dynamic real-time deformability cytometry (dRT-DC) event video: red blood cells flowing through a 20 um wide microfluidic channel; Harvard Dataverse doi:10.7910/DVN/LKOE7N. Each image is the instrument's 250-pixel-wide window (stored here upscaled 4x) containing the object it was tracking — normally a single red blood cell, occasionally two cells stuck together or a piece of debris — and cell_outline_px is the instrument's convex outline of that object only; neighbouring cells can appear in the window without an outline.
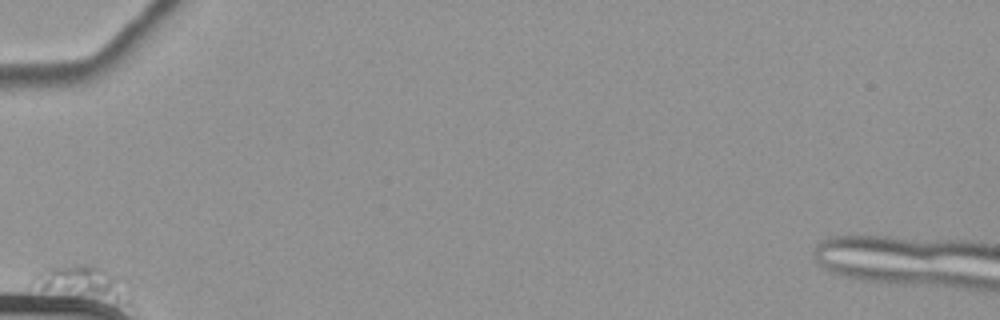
{"species": "common noctule bat (a hibernating species)", "species_latin": "Nyctalus noctula", "temperature_condition": "cold", "stored_images_in_passage": 40, "camera_frame_rate_fps": 3000, "um_per_image_px": 0.085, "animal": {"sex": "female", "body_mass_g": 22.7, "forearm_length_mm": 54.2}, "frame": {"image": 1, "passage_image": 1, "time_ms": 0.0, "image_size_px": [1000, 320], "cell_outline_px": [[132, 304], [128, 304], [28, 288], [28, 280], [36, 272], [44, 268], [72, 264], [92, 264], [116, 276], [128, 288], [132, 296]], "centroid_in_image_um": [6.93, 24.04], "position_along_channel_um": 78.1, "area_um2": 19.42}}
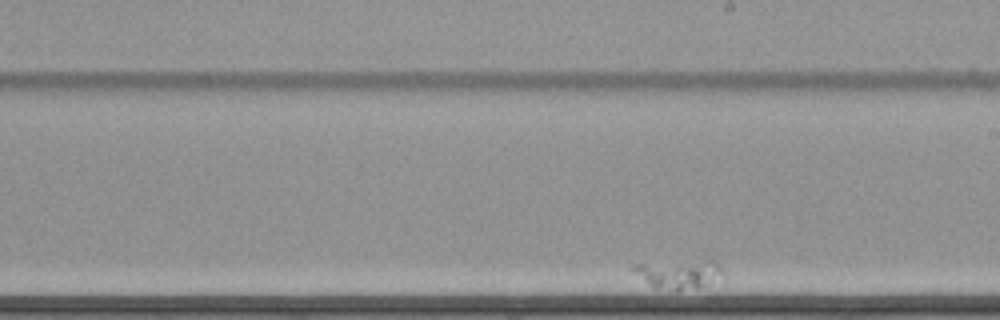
{"frame": {"image": 2, "passage_image": 23, "time_ms": 7.333, "image_size_px": [1000, 320], "cell_outline_px": [[724, 280], [700, 288], [676, 292], [652, 288], [632, 268], [636, 264], [708, 260], [712, 260], [724, 272]], "centroid_in_image_um": [57.82, 23.36], "position_along_channel_um": 231.2, "area_um2": 15.43}}
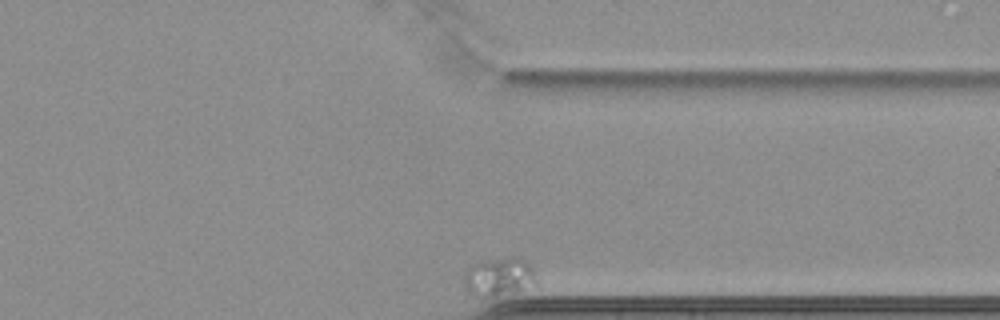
{"frame": {"image": 3, "passage_image": 40, "time_ms": 13.0, "image_size_px": [1000, 320], "cell_outline_px": [[536, 284], [516, 292], [484, 296], [472, 296], [464, 284], [464, 268], [476, 260], [512, 256], [520, 256], [532, 268], [536, 280]], "centroid_in_image_um": [42.36, 23.47], "position_along_channel_um": 369.0, "area_um2": 16.59}}